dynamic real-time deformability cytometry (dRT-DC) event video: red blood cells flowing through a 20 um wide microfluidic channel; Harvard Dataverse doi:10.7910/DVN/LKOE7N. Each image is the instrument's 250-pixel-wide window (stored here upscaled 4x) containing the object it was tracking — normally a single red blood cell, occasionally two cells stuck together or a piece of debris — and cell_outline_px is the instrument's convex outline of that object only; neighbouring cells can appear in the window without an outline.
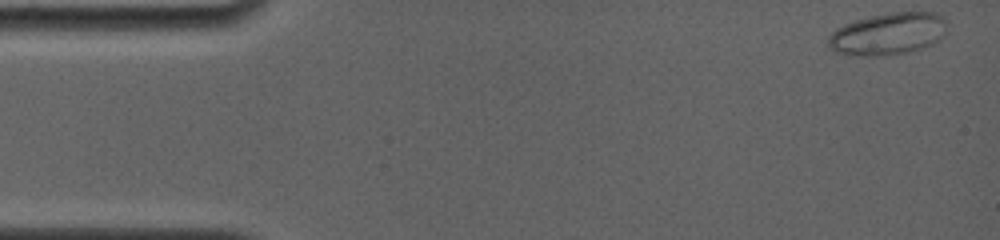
{"species": "common noctule bat (a hibernating species)", "species_latin": "Nyctalus noctula", "temperature_condition": "room temperature", "stored_images_in_passage": 7, "camera_frame_rate_fps": 4000, "um_per_image_px": 0.085, "animal": {"sex": "female", "body_mass_g": 19.0, "forearm_length_mm": 56.7}, "frame": {"image": 1, "passage_image": 1, "time_ms": 0.0, "image_size_px": [1000, 240], "cell_outline_px": [[948, 24], [944, 36], [928, 44], [904, 52], [860, 56], [836, 52], [828, 44], [828, 36], [836, 28], [844, 24], [856, 20], [872, 16], [892, 12], [936, 12], [944, 16]], "centroid_in_image_um": [75.49, 2.83], "position_along_channel_um": 9.5, "area_um2": 28.55}}
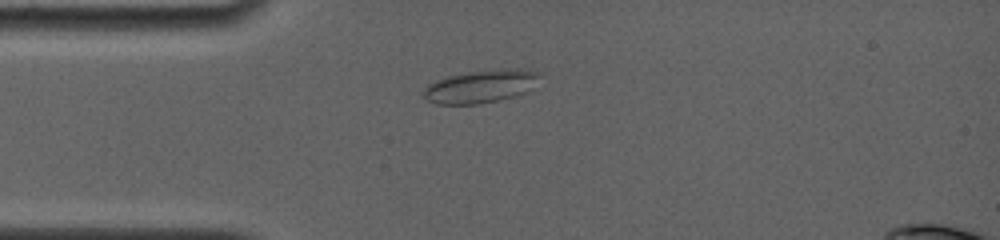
{"frame": {"image": 2, "passage_image": 4, "time_ms": 0.75, "image_size_px": [1000, 240], "cell_outline_px": [[536, 76], [524, 92], [512, 96], [496, 100], [476, 104], [436, 104], [428, 100], [420, 92], [428, 84], [436, 80], [448, 76], [468, 72], [508, 68], [520, 68], [536, 72]], "centroid_in_image_um": [40.7, 7.34], "position_along_channel_um": 44.3, "area_um2": 21.5}}
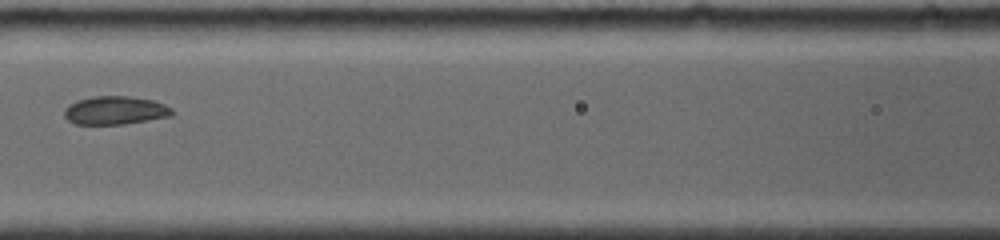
{"frame": {"image": 3, "passage_image": 7, "time_ms": 1.5, "image_size_px": [1000, 240], "cell_outline_px": [[172, 116], [124, 124], [76, 124], [68, 120], [64, 116], [64, 108], [68, 104], [76, 100], [92, 96], [128, 96], [152, 100], [164, 104], [172, 108]], "centroid_in_image_um": [9.76, 9.38], "position_along_channel_um": 156.8, "area_um2": 17.86}}